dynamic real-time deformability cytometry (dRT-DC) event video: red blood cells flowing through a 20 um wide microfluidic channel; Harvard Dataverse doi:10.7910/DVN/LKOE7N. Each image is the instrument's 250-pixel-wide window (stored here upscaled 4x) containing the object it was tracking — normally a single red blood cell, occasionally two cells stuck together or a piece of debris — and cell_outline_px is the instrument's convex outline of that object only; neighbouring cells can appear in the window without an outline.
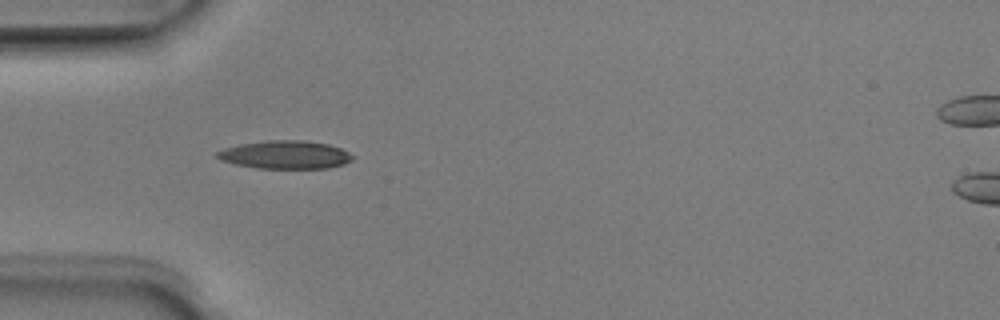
{"species": "Egyptian fruit bat (a non-hibernating species)", "species_latin": "Rousettus aegyptiacus", "temperature_condition": "room temperature", "stored_images_in_passage": 6, "camera_frame_rate_fps": 3000, "um_per_image_px": 0.085, "animal": {"sex": "male"}, "frame": {"image": 1, "passage_image": 4, "time_ms": 1.0, "image_size_px": [1000, 320], "cell_outline_px": [[356, 156], [352, 160], [344, 164], [328, 168], [256, 168], [236, 164], [220, 160], [216, 156], [216, 152], [224, 148], [240, 144], [268, 140], [304, 140], [328, 144], [340, 148]], "centroid_in_image_um": [24.26, 13.15], "position_along_channel_um": 60.7, "area_um2": 22.25}}
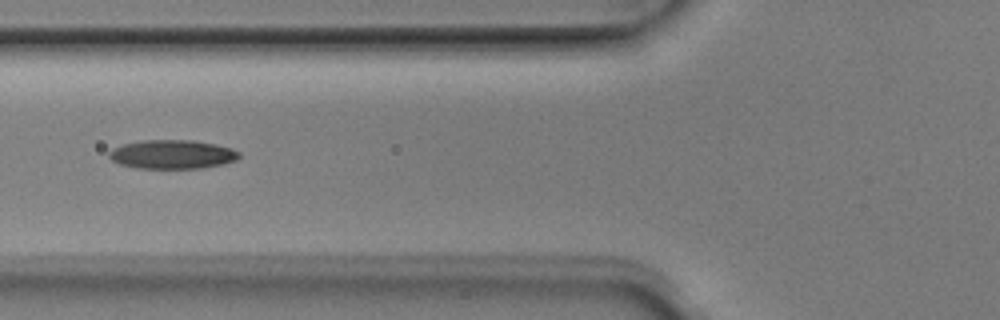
{"frame": {"image": 2, "passage_image": 5, "time_ms": 1.333, "image_size_px": [1000, 320], "cell_outline_px": [[240, 156], [236, 160], [224, 164], [204, 168], [136, 168], [120, 164], [112, 160], [108, 156], [108, 152], [112, 148], [124, 144], [140, 140], [192, 140], [216, 144], [232, 148], [240, 152]], "centroid_in_image_um": [14.65, 13.12], "position_along_channel_um": 111.1, "area_um2": 22.08}}
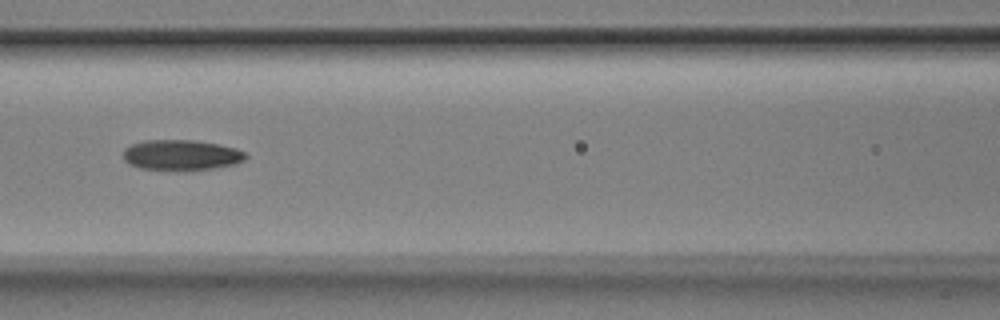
{"frame": {"image": 3, "passage_image": 6, "time_ms": 1.667, "image_size_px": [1000, 320], "cell_outline_px": [[248, 156], [244, 160], [236, 164], [212, 168], [180, 172], [176, 172], [140, 168], [128, 164], [124, 160], [124, 148], [132, 144], [144, 140], [192, 140], [216, 144], [236, 148], [244, 152]], "centroid_in_image_um": [15.38, 13.2], "position_along_channel_um": 151.2, "area_um2": 22.14}}